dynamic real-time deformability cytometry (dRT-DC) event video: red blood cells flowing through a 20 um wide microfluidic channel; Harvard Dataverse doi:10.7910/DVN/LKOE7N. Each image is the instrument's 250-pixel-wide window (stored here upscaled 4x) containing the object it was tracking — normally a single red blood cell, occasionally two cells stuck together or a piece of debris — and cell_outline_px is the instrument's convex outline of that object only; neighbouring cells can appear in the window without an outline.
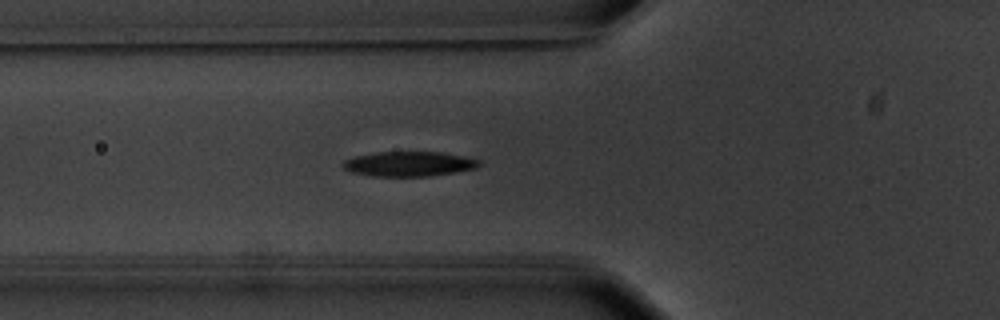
{"species": "common noctule bat (a hibernating species)", "species_latin": "Nyctalus noctula", "temperature_condition": "warm", "stored_images_in_passage": 3, "camera_frame_rate_fps": 3000, "um_per_image_px": 0.085, "animal": {"sex": "male", "body_mass_g": 20.1, "forearm_length_mm": 53.5}, "frame": {"image": 1, "passage_image": 2, "time_ms": 0.333, "image_size_px": [1000, 320], "cell_outline_px": [[480, 164], [476, 168], [456, 172], [428, 176], [372, 176], [348, 172], [340, 164], [344, 160], [352, 156], [376, 152], [440, 152], [464, 156], [480, 160]], "centroid_in_image_um": [34.7, 13.93], "position_along_channel_um": 91.1, "area_um2": 19.88}}